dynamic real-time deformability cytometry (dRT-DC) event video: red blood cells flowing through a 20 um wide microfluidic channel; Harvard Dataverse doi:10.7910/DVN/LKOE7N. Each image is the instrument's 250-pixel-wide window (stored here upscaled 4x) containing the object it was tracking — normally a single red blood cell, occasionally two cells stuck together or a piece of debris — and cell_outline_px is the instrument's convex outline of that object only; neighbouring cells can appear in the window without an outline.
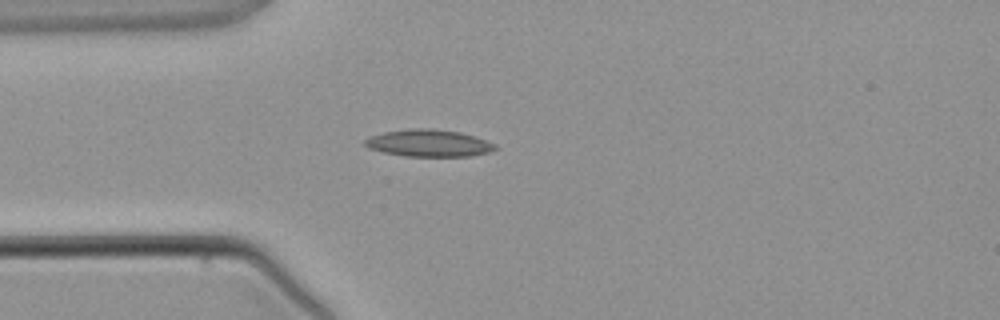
{"species": "common noctule bat (a hibernating species)", "species_latin": "Nyctalus noctula", "temperature_condition": "warm", "stored_images_in_passage": 2, "camera_frame_rate_fps": 3000, "um_per_image_px": 0.085, "animal": {"sex": "male", "body_mass_g": 21.5, "forearm_length_mm": 52.0}, "frame": {"image": 1, "passage_image": 2, "time_ms": 1.0, "image_size_px": [1000, 320], "cell_outline_px": [[500, 148], [488, 152], [468, 156], [404, 156], [384, 152], [368, 148], [364, 144], [364, 140], [372, 136], [384, 132], [408, 128], [432, 128], [460, 132], [496, 144]], "centroid_in_image_um": [36.44, 12.16], "position_along_channel_um": 48.6, "area_um2": 20.46}}